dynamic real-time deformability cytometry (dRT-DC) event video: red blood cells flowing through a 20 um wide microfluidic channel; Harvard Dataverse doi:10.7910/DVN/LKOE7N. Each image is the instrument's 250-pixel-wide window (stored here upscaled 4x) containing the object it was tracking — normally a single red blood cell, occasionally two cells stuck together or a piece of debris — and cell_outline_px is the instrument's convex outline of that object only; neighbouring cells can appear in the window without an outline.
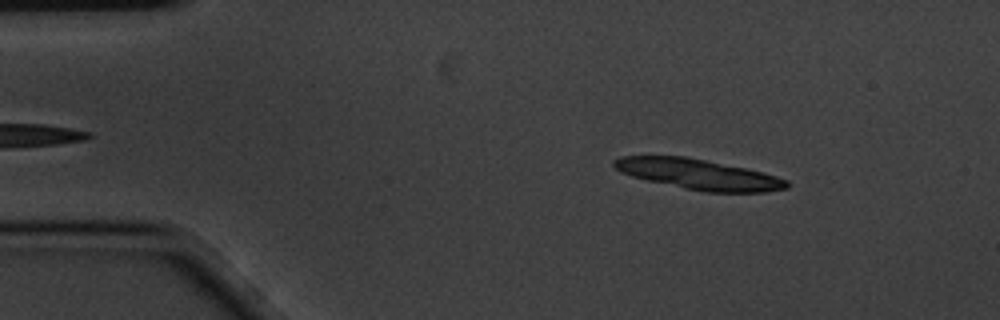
{"species": "common noctule bat (a hibernating species)", "species_latin": "Nyctalus noctula", "temperature_condition": "cold", "stored_images_in_passage": 6, "camera_frame_rate_fps": 3000, "um_per_image_px": 0.085, "animal": {"sex": "male", "body_mass_g": 20.1, "forearm_length_mm": 53.5}, "frame": {"image": 1, "passage_image": 2, "time_ms": 0.333, "image_size_px": [1000, 320], "cell_outline_px": [[788, 188], [768, 192], [704, 192], [684, 188], [648, 180], [632, 176], [620, 172], [612, 164], [612, 160], [620, 156], [684, 156], [744, 168], [776, 176], [788, 180]], "centroid_in_image_um": [59.36, 14.82], "position_along_channel_um": 25.6, "area_um2": 30.23}}
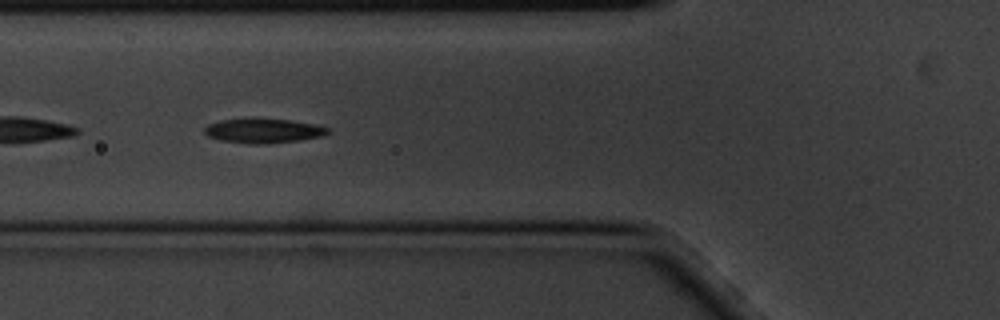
{"frame": {"image": 2, "passage_image": 5, "time_ms": 1.333, "image_size_px": [1000, 320], "cell_outline_px": [[328, 132], [324, 136], [300, 140], [260, 144], [252, 144], [220, 140], [208, 136], [204, 132], [204, 128], [208, 124], [220, 120], [244, 116], [252, 116], [292, 120], [316, 124], [328, 128]], "centroid_in_image_um": [22.35, 11.07], "position_along_channel_um": 103.5, "area_um2": 18.26}}